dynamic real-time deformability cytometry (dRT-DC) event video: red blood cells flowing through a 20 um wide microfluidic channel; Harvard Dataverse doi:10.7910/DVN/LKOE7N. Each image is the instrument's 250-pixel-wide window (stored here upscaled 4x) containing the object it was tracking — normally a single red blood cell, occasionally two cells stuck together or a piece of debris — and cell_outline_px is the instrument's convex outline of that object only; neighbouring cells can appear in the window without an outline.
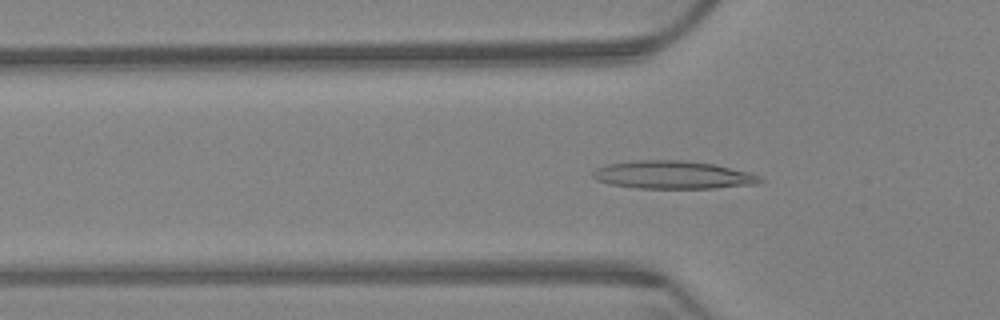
{"species": "Egyptian fruit bat (a non-hibernating species)", "species_latin": "Rousettus aegyptiacus", "temperature_condition": "warm", "stored_images_in_passage": 64, "camera_frame_rate_fps": 3000, "um_per_image_px": 0.085, "animal": {"sex": "female"}, "frame": {"image": 1, "passage_image": 21, "time_ms": 6.667, "image_size_px": [1000, 320], "cell_outline_px": [[764, 180], [756, 184], [716, 188], [640, 188], [608, 184], [596, 180], [592, 176], [592, 172], [596, 168], [608, 164], [636, 160], [680, 160], [716, 164], [748, 172], [760, 176]], "centroid_in_image_um": [57.19, 14.86], "position_along_channel_um": 68.6, "area_um2": 27.28}}
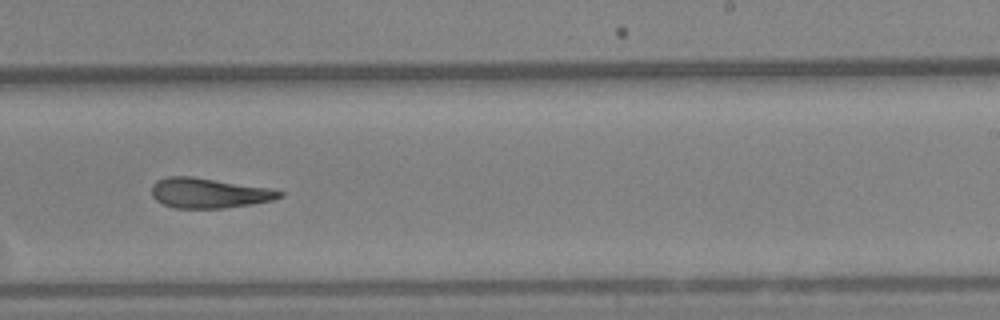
{"frame": {"image": 2, "passage_image": 40, "time_ms": 13.0, "image_size_px": [1000, 320], "cell_outline_px": [[284, 196], [272, 200], [252, 204], [224, 208], [176, 208], [164, 204], [156, 200], [152, 196], [152, 184], [156, 180], [168, 176], [192, 176], [268, 188], [284, 192]], "centroid_in_image_um": [17.74, 16.4], "position_along_channel_um": 271.3, "area_um2": 22.31}}
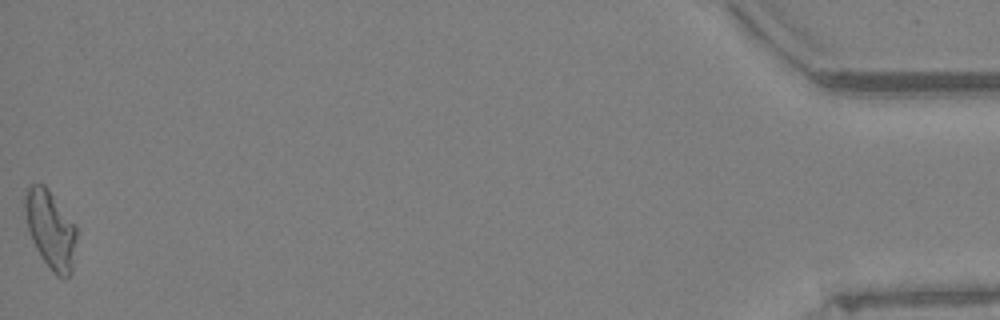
{"frame": {"image": 3, "passage_image": 64, "time_ms": 21.0, "image_size_px": [1000, 320], "cell_outline_px": [[76, 236], [72, 272], [68, 276], [56, 276], [52, 272], [40, 256], [28, 232], [24, 208], [24, 192], [32, 184], [44, 184], [48, 188], [76, 224]], "centroid_in_image_um": [4.28, 19.48], "position_along_channel_um": 430.9, "area_um2": 23.64}, "authors_computed_cell_mechanics": {"area_um2": 23.3512, "velocity_mm_per_s": 3.2084, "shape_relaxation_time_tau1_ms": null, "shape_relaxation_time_tau2_ms": 4.4444, "deformation_change_tau1": null, "deformation_change_tau2": 0.1259}}